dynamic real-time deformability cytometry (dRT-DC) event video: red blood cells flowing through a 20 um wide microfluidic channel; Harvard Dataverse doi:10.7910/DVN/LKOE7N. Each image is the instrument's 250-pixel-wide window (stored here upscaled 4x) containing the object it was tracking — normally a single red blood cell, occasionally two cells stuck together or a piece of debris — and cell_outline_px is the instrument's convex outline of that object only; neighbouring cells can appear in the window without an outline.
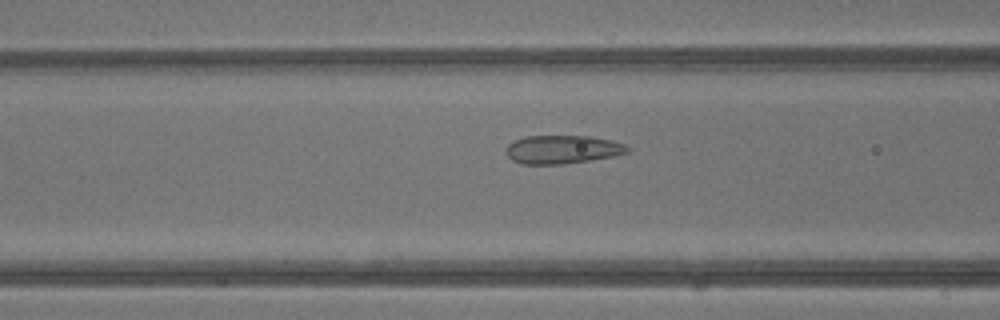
{"species": "common noctule bat (a hibernating species)", "species_latin": "Nyctalus noctula", "temperature_condition": "warm", "stored_images_in_passage": 3, "camera_frame_rate_fps": 3000, "um_per_image_px": 0.085, "animal": {"sex": "male", "body_mass_g": 13.3}, "frame": {"image": 1, "passage_image": 3, "time_ms": 0.667, "image_size_px": [1000, 320], "cell_outline_px": [[632, 152], [612, 156], [564, 164], [520, 164], [512, 160], [504, 152], [508, 144], [524, 136], [588, 136], [612, 140], [624, 144]], "centroid_in_image_um": [47.78, 12.7], "position_along_channel_um": 118.8, "area_um2": 20.11}}